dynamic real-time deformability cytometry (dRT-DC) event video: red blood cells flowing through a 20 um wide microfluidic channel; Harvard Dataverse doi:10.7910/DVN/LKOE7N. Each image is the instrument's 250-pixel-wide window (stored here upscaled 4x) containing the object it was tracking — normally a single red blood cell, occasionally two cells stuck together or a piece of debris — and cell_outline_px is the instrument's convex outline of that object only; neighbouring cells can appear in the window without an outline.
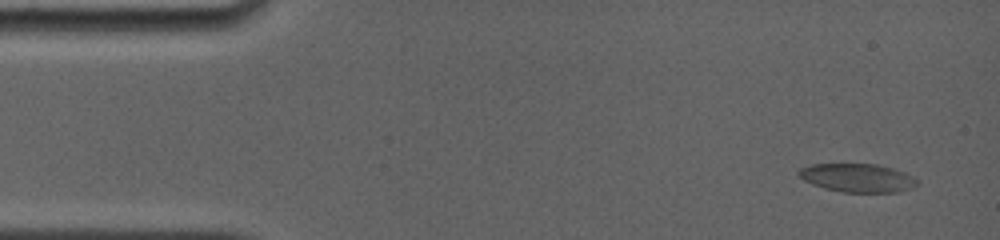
{"species": "common noctule bat (a hibernating species)", "species_latin": "Nyctalus noctula", "temperature_condition": "room temperature", "stored_images_in_passage": 49, "camera_frame_rate_fps": 4000, "um_per_image_px": 0.085, "animal": {"sex": "female", "body_mass_g": 19.0, "forearm_length_mm": 56.7}, "frame": {"image": 1, "passage_image": 3, "time_ms": 0.75, "image_size_px": [1000, 240], "cell_outline_px": [[916, 184], [912, 188], [896, 192], [840, 192], [824, 188], [812, 184], [804, 180], [796, 172], [800, 168], [812, 164], [876, 164], [892, 168], [904, 172], [912, 176], [916, 180]], "centroid_in_image_um": [72.85, 15.12], "position_along_channel_um": 12.2, "area_um2": 19.54}}
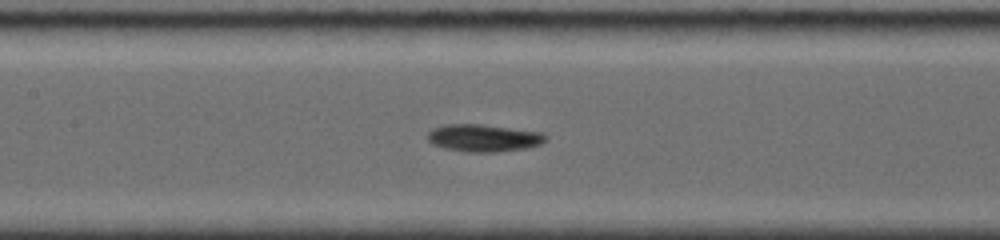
{"frame": {"image": 2, "passage_image": 23, "time_ms": 7.5, "image_size_px": [1000, 240], "cell_outline_px": [[548, 140], [540, 144], [524, 148], [496, 152], [468, 152], [444, 148], [432, 144], [428, 140], [428, 132], [432, 128], [444, 124], [480, 124], [544, 132], [548, 136]], "centroid_in_image_um": [41.12, 11.72], "position_along_channel_um": 166.3, "area_um2": 18.96}}
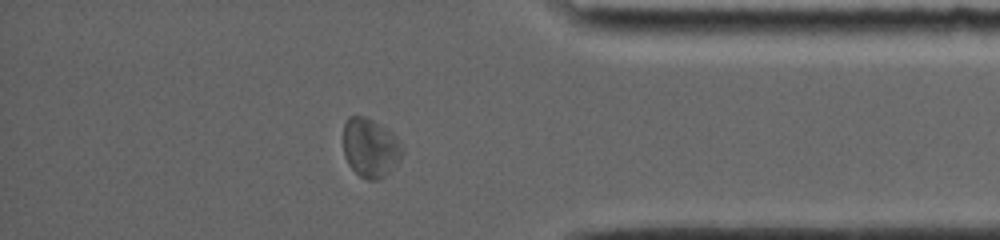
{"frame": {"image": 3, "passage_image": 43, "time_ms": 14.0, "image_size_px": [1000, 240], "cell_outline_px": [[404, 152], [400, 160], [380, 180], [368, 180], [360, 176], [348, 164], [344, 156], [344, 120], [348, 116], [364, 116], [388, 128], [400, 140], [404, 148]], "centroid_in_image_um": [31.5, 12.54], "position_along_channel_um": 403.7, "area_um2": 20.58}, "authors_computed_cell_mechanics": {"area_um2": 18.7272, "velocity_mm_per_s": 3.7886, "shape_relaxation_time_tau1_ms": 3.3043, "shape_relaxation_time_tau2_ms": 4.4796, "deformation_change_tau1": 0.1606, "deformation_change_tau2": 0.114}}